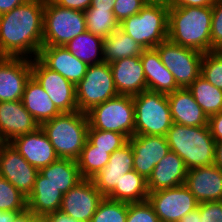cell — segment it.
<instances>
[{
	"instance_id": "6da1fadb",
	"label": "cell",
	"mask_w": 222,
	"mask_h": 222,
	"mask_svg": "<svg viewBox=\"0 0 222 222\" xmlns=\"http://www.w3.org/2000/svg\"><path fill=\"white\" fill-rule=\"evenodd\" d=\"M44 4L29 0L0 15V56L38 57L43 46Z\"/></svg>"
},
{
	"instance_id": "7a4b0ae2",
	"label": "cell",
	"mask_w": 222,
	"mask_h": 222,
	"mask_svg": "<svg viewBox=\"0 0 222 222\" xmlns=\"http://www.w3.org/2000/svg\"><path fill=\"white\" fill-rule=\"evenodd\" d=\"M212 6L169 7L168 39L202 53L211 52Z\"/></svg>"
},
{
	"instance_id": "3957f363",
	"label": "cell",
	"mask_w": 222,
	"mask_h": 222,
	"mask_svg": "<svg viewBox=\"0 0 222 222\" xmlns=\"http://www.w3.org/2000/svg\"><path fill=\"white\" fill-rule=\"evenodd\" d=\"M166 138L170 150L183 159L188 170L214 164L215 140L208 125L189 127L172 123Z\"/></svg>"
},
{
	"instance_id": "277c9868",
	"label": "cell",
	"mask_w": 222,
	"mask_h": 222,
	"mask_svg": "<svg viewBox=\"0 0 222 222\" xmlns=\"http://www.w3.org/2000/svg\"><path fill=\"white\" fill-rule=\"evenodd\" d=\"M62 159L77 160L87 140L89 128L86 113L76 111L61 113L40 125Z\"/></svg>"
},
{
	"instance_id": "5b68a950",
	"label": "cell",
	"mask_w": 222,
	"mask_h": 222,
	"mask_svg": "<svg viewBox=\"0 0 222 222\" xmlns=\"http://www.w3.org/2000/svg\"><path fill=\"white\" fill-rule=\"evenodd\" d=\"M168 12L165 0H149L140 12L119 23V28L144 49L155 48L168 39Z\"/></svg>"
},
{
	"instance_id": "8992f818",
	"label": "cell",
	"mask_w": 222,
	"mask_h": 222,
	"mask_svg": "<svg viewBox=\"0 0 222 222\" xmlns=\"http://www.w3.org/2000/svg\"><path fill=\"white\" fill-rule=\"evenodd\" d=\"M135 135L166 136L172 126L167 94L143 91L133 96Z\"/></svg>"
},
{
	"instance_id": "52a82bcc",
	"label": "cell",
	"mask_w": 222,
	"mask_h": 222,
	"mask_svg": "<svg viewBox=\"0 0 222 222\" xmlns=\"http://www.w3.org/2000/svg\"><path fill=\"white\" fill-rule=\"evenodd\" d=\"M89 127L123 134L127 139L135 135L133 97L117 95L86 112Z\"/></svg>"
},
{
	"instance_id": "ba28073f",
	"label": "cell",
	"mask_w": 222,
	"mask_h": 222,
	"mask_svg": "<svg viewBox=\"0 0 222 222\" xmlns=\"http://www.w3.org/2000/svg\"><path fill=\"white\" fill-rule=\"evenodd\" d=\"M85 31L83 11L64 8L56 3L44 5L43 46H65Z\"/></svg>"
},
{
	"instance_id": "9c48e42d",
	"label": "cell",
	"mask_w": 222,
	"mask_h": 222,
	"mask_svg": "<svg viewBox=\"0 0 222 222\" xmlns=\"http://www.w3.org/2000/svg\"><path fill=\"white\" fill-rule=\"evenodd\" d=\"M78 111L88 112L118 94L109 63L88 65L83 79L75 85Z\"/></svg>"
},
{
	"instance_id": "30bf717a",
	"label": "cell",
	"mask_w": 222,
	"mask_h": 222,
	"mask_svg": "<svg viewBox=\"0 0 222 222\" xmlns=\"http://www.w3.org/2000/svg\"><path fill=\"white\" fill-rule=\"evenodd\" d=\"M155 49L164 66L173 74L179 88H188L200 76L204 53L180 46L169 39Z\"/></svg>"
},
{
	"instance_id": "8fae6325",
	"label": "cell",
	"mask_w": 222,
	"mask_h": 222,
	"mask_svg": "<svg viewBox=\"0 0 222 222\" xmlns=\"http://www.w3.org/2000/svg\"><path fill=\"white\" fill-rule=\"evenodd\" d=\"M31 56L32 76L48 94L55 107L61 113L78 111L75 85L58 72L47 68L37 57L32 59Z\"/></svg>"
},
{
	"instance_id": "7c38bea8",
	"label": "cell",
	"mask_w": 222,
	"mask_h": 222,
	"mask_svg": "<svg viewBox=\"0 0 222 222\" xmlns=\"http://www.w3.org/2000/svg\"><path fill=\"white\" fill-rule=\"evenodd\" d=\"M148 201L160 222H179L187 213L196 209L199 202L183 184L178 187L149 192Z\"/></svg>"
},
{
	"instance_id": "4fadbf2b",
	"label": "cell",
	"mask_w": 222,
	"mask_h": 222,
	"mask_svg": "<svg viewBox=\"0 0 222 222\" xmlns=\"http://www.w3.org/2000/svg\"><path fill=\"white\" fill-rule=\"evenodd\" d=\"M39 170L30 165L10 143H0V176L28 198Z\"/></svg>"
},
{
	"instance_id": "5bb4252c",
	"label": "cell",
	"mask_w": 222,
	"mask_h": 222,
	"mask_svg": "<svg viewBox=\"0 0 222 222\" xmlns=\"http://www.w3.org/2000/svg\"><path fill=\"white\" fill-rule=\"evenodd\" d=\"M103 198L91 179H83L64 194L60 211L75 221L90 222Z\"/></svg>"
},
{
	"instance_id": "9a60e30c",
	"label": "cell",
	"mask_w": 222,
	"mask_h": 222,
	"mask_svg": "<svg viewBox=\"0 0 222 222\" xmlns=\"http://www.w3.org/2000/svg\"><path fill=\"white\" fill-rule=\"evenodd\" d=\"M31 76L30 58L0 56V102L21 100Z\"/></svg>"
},
{
	"instance_id": "2e32d148",
	"label": "cell",
	"mask_w": 222,
	"mask_h": 222,
	"mask_svg": "<svg viewBox=\"0 0 222 222\" xmlns=\"http://www.w3.org/2000/svg\"><path fill=\"white\" fill-rule=\"evenodd\" d=\"M128 142L133 149V169L146 179L158 162L170 152L166 136L134 135Z\"/></svg>"
},
{
	"instance_id": "e0dca14e",
	"label": "cell",
	"mask_w": 222,
	"mask_h": 222,
	"mask_svg": "<svg viewBox=\"0 0 222 222\" xmlns=\"http://www.w3.org/2000/svg\"><path fill=\"white\" fill-rule=\"evenodd\" d=\"M40 127L21 100L0 102V143L36 131Z\"/></svg>"
},
{
	"instance_id": "ac0fdd59",
	"label": "cell",
	"mask_w": 222,
	"mask_h": 222,
	"mask_svg": "<svg viewBox=\"0 0 222 222\" xmlns=\"http://www.w3.org/2000/svg\"><path fill=\"white\" fill-rule=\"evenodd\" d=\"M22 157L38 170L59 159L54 147L44 131H36L18 136L9 142Z\"/></svg>"
},
{
	"instance_id": "d6986e66",
	"label": "cell",
	"mask_w": 222,
	"mask_h": 222,
	"mask_svg": "<svg viewBox=\"0 0 222 222\" xmlns=\"http://www.w3.org/2000/svg\"><path fill=\"white\" fill-rule=\"evenodd\" d=\"M133 163V149L131 144L127 142L110 155L106 166L92 177L91 180L102 195L107 197L119 184L124 174L134 170Z\"/></svg>"
},
{
	"instance_id": "ffe728a7",
	"label": "cell",
	"mask_w": 222,
	"mask_h": 222,
	"mask_svg": "<svg viewBox=\"0 0 222 222\" xmlns=\"http://www.w3.org/2000/svg\"><path fill=\"white\" fill-rule=\"evenodd\" d=\"M184 185L199 203L222 200V170L214 164L189 169Z\"/></svg>"
},
{
	"instance_id": "44dd1931",
	"label": "cell",
	"mask_w": 222,
	"mask_h": 222,
	"mask_svg": "<svg viewBox=\"0 0 222 222\" xmlns=\"http://www.w3.org/2000/svg\"><path fill=\"white\" fill-rule=\"evenodd\" d=\"M37 58L47 68L58 72L74 85L83 79L88 67L64 46H42Z\"/></svg>"
},
{
	"instance_id": "7402d4cb",
	"label": "cell",
	"mask_w": 222,
	"mask_h": 222,
	"mask_svg": "<svg viewBox=\"0 0 222 222\" xmlns=\"http://www.w3.org/2000/svg\"><path fill=\"white\" fill-rule=\"evenodd\" d=\"M119 95L135 96L147 90L140 56L126 57L109 63Z\"/></svg>"
},
{
	"instance_id": "603a6c76",
	"label": "cell",
	"mask_w": 222,
	"mask_h": 222,
	"mask_svg": "<svg viewBox=\"0 0 222 222\" xmlns=\"http://www.w3.org/2000/svg\"><path fill=\"white\" fill-rule=\"evenodd\" d=\"M188 169L183 159L171 151L154 167L147 179L149 192L181 186L186 181Z\"/></svg>"
},
{
	"instance_id": "cb8c5ba5",
	"label": "cell",
	"mask_w": 222,
	"mask_h": 222,
	"mask_svg": "<svg viewBox=\"0 0 222 222\" xmlns=\"http://www.w3.org/2000/svg\"><path fill=\"white\" fill-rule=\"evenodd\" d=\"M173 123L189 127L208 125V117L195 101L188 88H179L167 94Z\"/></svg>"
},
{
	"instance_id": "d4e9b609",
	"label": "cell",
	"mask_w": 222,
	"mask_h": 222,
	"mask_svg": "<svg viewBox=\"0 0 222 222\" xmlns=\"http://www.w3.org/2000/svg\"><path fill=\"white\" fill-rule=\"evenodd\" d=\"M147 90L169 94L179 89L173 74L162 63L155 48L144 49L140 55Z\"/></svg>"
},
{
	"instance_id": "484cf974",
	"label": "cell",
	"mask_w": 222,
	"mask_h": 222,
	"mask_svg": "<svg viewBox=\"0 0 222 222\" xmlns=\"http://www.w3.org/2000/svg\"><path fill=\"white\" fill-rule=\"evenodd\" d=\"M64 194L38 172L33 191L27 198V208L36 216L60 211Z\"/></svg>"
},
{
	"instance_id": "4316f807",
	"label": "cell",
	"mask_w": 222,
	"mask_h": 222,
	"mask_svg": "<svg viewBox=\"0 0 222 222\" xmlns=\"http://www.w3.org/2000/svg\"><path fill=\"white\" fill-rule=\"evenodd\" d=\"M21 101L25 109L34 117L39 125L61 114L33 76L29 78L25 85Z\"/></svg>"
},
{
	"instance_id": "83f0119b",
	"label": "cell",
	"mask_w": 222,
	"mask_h": 222,
	"mask_svg": "<svg viewBox=\"0 0 222 222\" xmlns=\"http://www.w3.org/2000/svg\"><path fill=\"white\" fill-rule=\"evenodd\" d=\"M39 172L63 194L83 180L77 162L72 159L59 158Z\"/></svg>"
},
{
	"instance_id": "f1b7e54d",
	"label": "cell",
	"mask_w": 222,
	"mask_h": 222,
	"mask_svg": "<svg viewBox=\"0 0 222 222\" xmlns=\"http://www.w3.org/2000/svg\"><path fill=\"white\" fill-rule=\"evenodd\" d=\"M148 195L147 179L135 170H131L124 174L119 184L107 198L120 202L135 203L148 200Z\"/></svg>"
},
{
	"instance_id": "f546056e",
	"label": "cell",
	"mask_w": 222,
	"mask_h": 222,
	"mask_svg": "<svg viewBox=\"0 0 222 222\" xmlns=\"http://www.w3.org/2000/svg\"><path fill=\"white\" fill-rule=\"evenodd\" d=\"M143 50V47L120 28L103 39V59L107 63L126 57L140 56Z\"/></svg>"
},
{
	"instance_id": "4dcf8cb0",
	"label": "cell",
	"mask_w": 222,
	"mask_h": 222,
	"mask_svg": "<svg viewBox=\"0 0 222 222\" xmlns=\"http://www.w3.org/2000/svg\"><path fill=\"white\" fill-rule=\"evenodd\" d=\"M64 47L67 48L73 56L85 62L87 65L104 62L103 38L87 30L73 38Z\"/></svg>"
},
{
	"instance_id": "1f68e13d",
	"label": "cell",
	"mask_w": 222,
	"mask_h": 222,
	"mask_svg": "<svg viewBox=\"0 0 222 222\" xmlns=\"http://www.w3.org/2000/svg\"><path fill=\"white\" fill-rule=\"evenodd\" d=\"M188 89L207 117L222 112V90L213 86L202 75Z\"/></svg>"
},
{
	"instance_id": "d6a6232c",
	"label": "cell",
	"mask_w": 222,
	"mask_h": 222,
	"mask_svg": "<svg viewBox=\"0 0 222 222\" xmlns=\"http://www.w3.org/2000/svg\"><path fill=\"white\" fill-rule=\"evenodd\" d=\"M108 150L97 149L86 140L78 159L76 160L83 179H91L109 162Z\"/></svg>"
},
{
	"instance_id": "836d02e7",
	"label": "cell",
	"mask_w": 222,
	"mask_h": 222,
	"mask_svg": "<svg viewBox=\"0 0 222 222\" xmlns=\"http://www.w3.org/2000/svg\"><path fill=\"white\" fill-rule=\"evenodd\" d=\"M84 15L86 30L103 39L119 28V22L113 11H108V9H87Z\"/></svg>"
},
{
	"instance_id": "e575fe53",
	"label": "cell",
	"mask_w": 222,
	"mask_h": 222,
	"mask_svg": "<svg viewBox=\"0 0 222 222\" xmlns=\"http://www.w3.org/2000/svg\"><path fill=\"white\" fill-rule=\"evenodd\" d=\"M128 203L104 197L90 222H126Z\"/></svg>"
},
{
	"instance_id": "d590c367",
	"label": "cell",
	"mask_w": 222,
	"mask_h": 222,
	"mask_svg": "<svg viewBox=\"0 0 222 222\" xmlns=\"http://www.w3.org/2000/svg\"><path fill=\"white\" fill-rule=\"evenodd\" d=\"M87 140L97 149L108 150L110 155L128 142L123 134L93 129L92 127L88 128Z\"/></svg>"
},
{
	"instance_id": "8d00e7d4",
	"label": "cell",
	"mask_w": 222,
	"mask_h": 222,
	"mask_svg": "<svg viewBox=\"0 0 222 222\" xmlns=\"http://www.w3.org/2000/svg\"><path fill=\"white\" fill-rule=\"evenodd\" d=\"M27 208V198L7 179L0 176V209L22 212Z\"/></svg>"
},
{
	"instance_id": "74e56055",
	"label": "cell",
	"mask_w": 222,
	"mask_h": 222,
	"mask_svg": "<svg viewBox=\"0 0 222 222\" xmlns=\"http://www.w3.org/2000/svg\"><path fill=\"white\" fill-rule=\"evenodd\" d=\"M200 75L213 86L222 90V51L204 53Z\"/></svg>"
},
{
	"instance_id": "f35d334b",
	"label": "cell",
	"mask_w": 222,
	"mask_h": 222,
	"mask_svg": "<svg viewBox=\"0 0 222 222\" xmlns=\"http://www.w3.org/2000/svg\"><path fill=\"white\" fill-rule=\"evenodd\" d=\"M126 222H160L159 217L148 200L128 203Z\"/></svg>"
},
{
	"instance_id": "ab89813d",
	"label": "cell",
	"mask_w": 222,
	"mask_h": 222,
	"mask_svg": "<svg viewBox=\"0 0 222 222\" xmlns=\"http://www.w3.org/2000/svg\"><path fill=\"white\" fill-rule=\"evenodd\" d=\"M211 51H222V0L212 5Z\"/></svg>"
},
{
	"instance_id": "60d3db41",
	"label": "cell",
	"mask_w": 222,
	"mask_h": 222,
	"mask_svg": "<svg viewBox=\"0 0 222 222\" xmlns=\"http://www.w3.org/2000/svg\"><path fill=\"white\" fill-rule=\"evenodd\" d=\"M149 0H115L113 13L121 23L124 19L137 14Z\"/></svg>"
},
{
	"instance_id": "b9f144b4",
	"label": "cell",
	"mask_w": 222,
	"mask_h": 222,
	"mask_svg": "<svg viewBox=\"0 0 222 222\" xmlns=\"http://www.w3.org/2000/svg\"><path fill=\"white\" fill-rule=\"evenodd\" d=\"M201 222H222V200L200 203Z\"/></svg>"
},
{
	"instance_id": "7bdbcfd3",
	"label": "cell",
	"mask_w": 222,
	"mask_h": 222,
	"mask_svg": "<svg viewBox=\"0 0 222 222\" xmlns=\"http://www.w3.org/2000/svg\"><path fill=\"white\" fill-rule=\"evenodd\" d=\"M208 127L215 142L222 141V112L208 117Z\"/></svg>"
},
{
	"instance_id": "ee69618b",
	"label": "cell",
	"mask_w": 222,
	"mask_h": 222,
	"mask_svg": "<svg viewBox=\"0 0 222 222\" xmlns=\"http://www.w3.org/2000/svg\"><path fill=\"white\" fill-rule=\"evenodd\" d=\"M168 7H205L212 6L215 0H165Z\"/></svg>"
},
{
	"instance_id": "f6af8a7d",
	"label": "cell",
	"mask_w": 222,
	"mask_h": 222,
	"mask_svg": "<svg viewBox=\"0 0 222 222\" xmlns=\"http://www.w3.org/2000/svg\"><path fill=\"white\" fill-rule=\"evenodd\" d=\"M92 0H58L57 5L85 12L91 5Z\"/></svg>"
},
{
	"instance_id": "bcb514c9",
	"label": "cell",
	"mask_w": 222,
	"mask_h": 222,
	"mask_svg": "<svg viewBox=\"0 0 222 222\" xmlns=\"http://www.w3.org/2000/svg\"><path fill=\"white\" fill-rule=\"evenodd\" d=\"M29 0H0V15L8 13L19 5H22Z\"/></svg>"
},
{
	"instance_id": "7dc6e473",
	"label": "cell",
	"mask_w": 222,
	"mask_h": 222,
	"mask_svg": "<svg viewBox=\"0 0 222 222\" xmlns=\"http://www.w3.org/2000/svg\"><path fill=\"white\" fill-rule=\"evenodd\" d=\"M48 222H79L61 211L53 212L45 216Z\"/></svg>"
},
{
	"instance_id": "c3c4849f",
	"label": "cell",
	"mask_w": 222,
	"mask_h": 222,
	"mask_svg": "<svg viewBox=\"0 0 222 222\" xmlns=\"http://www.w3.org/2000/svg\"><path fill=\"white\" fill-rule=\"evenodd\" d=\"M115 0H92L88 9H108L113 11Z\"/></svg>"
},
{
	"instance_id": "681fc988",
	"label": "cell",
	"mask_w": 222,
	"mask_h": 222,
	"mask_svg": "<svg viewBox=\"0 0 222 222\" xmlns=\"http://www.w3.org/2000/svg\"><path fill=\"white\" fill-rule=\"evenodd\" d=\"M37 216L33 214L28 208L15 215L13 222H32Z\"/></svg>"
},
{
	"instance_id": "f907efd6",
	"label": "cell",
	"mask_w": 222,
	"mask_h": 222,
	"mask_svg": "<svg viewBox=\"0 0 222 222\" xmlns=\"http://www.w3.org/2000/svg\"><path fill=\"white\" fill-rule=\"evenodd\" d=\"M179 222H201L200 203L196 209L185 214Z\"/></svg>"
},
{
	"instance_id": "816d5d0a",
	"label": "cell",
	"mask_w": 222,
	"mask_h": 222,
	"mask_svg": "<svg viewBox=\"0 0 222 222\" xmlns=\"http://www.w3.org/2000/svg\"><path fill=\"white\" fill-rule=\"evenodd\" d=\"M214 165L222 170V141L215 142Z\"/></svg>"
},
{
	"instance_id": "f5cc1de1",
	"label": "cell",
	"mask_w": 222,
	"mask_h": 222,
	"mask_svg": "<svg viewBox=\"0 0 222 222\" xmlns=\"http://www.w3.org/2000/svg\"><path fill=\"white\" fill-rule=\"evenodd\" d=\"M19 212L3 211L0 209V222H13L15 215Z\"/></svg>"
},
{
	"instance_id": "db71d44e",
	"label": "cell",
	"mask_w": 222,
	"mask_h": 222,
	"mask_svg": "<svg viewBox=\"0 0 222 222\" xmlns=\"http://www.w3.org/2000/svg\"><path fill=\"white\" fill-rule=\"evenodd\" d=\"M32 222H48L46 217L37 216Z\"/></svg>"
},
{
	"instance_id": "11a10c76",
	"label": "cell",
	"mask_w": 222,
	"mask_h": 222,
	"mask_svg": "<svg viewBox=\"0 0 222 222\" xmlns=\"http://www.w3.org/2000/svg\"><path fill=\"white\" fill-rule=\"evenodd\" d=\"M44 5L49 3H56L58 0H40Z\"/></svg>"
}]
</instances>
